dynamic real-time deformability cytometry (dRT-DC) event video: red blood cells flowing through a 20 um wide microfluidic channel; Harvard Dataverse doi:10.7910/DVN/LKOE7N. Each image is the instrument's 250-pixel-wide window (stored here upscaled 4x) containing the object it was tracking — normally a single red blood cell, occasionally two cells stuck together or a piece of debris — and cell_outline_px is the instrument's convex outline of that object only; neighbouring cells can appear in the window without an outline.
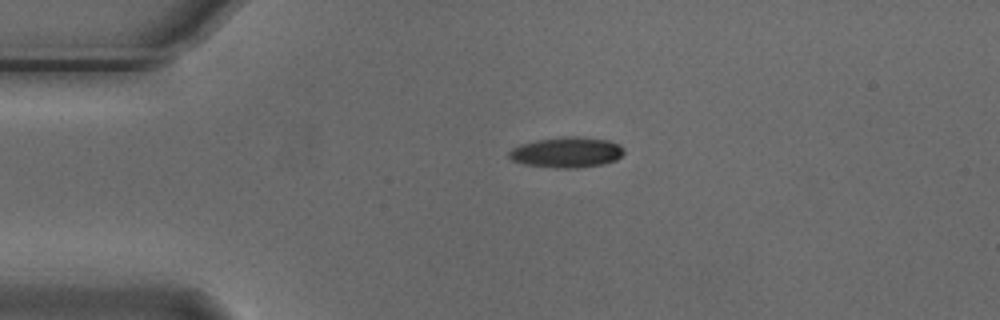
{"species": "Egyptian fruit bat (a non-hibernating species)", "species_latin": "Rousettus aegyptiacus", "temperature_condition": "cold", "stored_images_in_passage": 5, "camera_frame_rate_fps": 3000, "um_per_image_px": 0.085, "animal": {"sex": "male"}, "frame": {"image": 1, "passage_image": 5, "time_ms": 1.333, "image_size_px": [1000, 320], "cell_outline_px": [[624, 152], [616, 160], [604, 164], [576, 168], [556, 168], [524, 164], [512, 160], [508, 156], [508, 152], [512, 148], [520, 144], [536, 140], [564, 136], [576, 136], [608, 140], [620, 144], [624, 148]], "centroid_in_image_um": [48.17, 12.94], "position_along_channel_um": 36.8, "area_um2": 20.58}}